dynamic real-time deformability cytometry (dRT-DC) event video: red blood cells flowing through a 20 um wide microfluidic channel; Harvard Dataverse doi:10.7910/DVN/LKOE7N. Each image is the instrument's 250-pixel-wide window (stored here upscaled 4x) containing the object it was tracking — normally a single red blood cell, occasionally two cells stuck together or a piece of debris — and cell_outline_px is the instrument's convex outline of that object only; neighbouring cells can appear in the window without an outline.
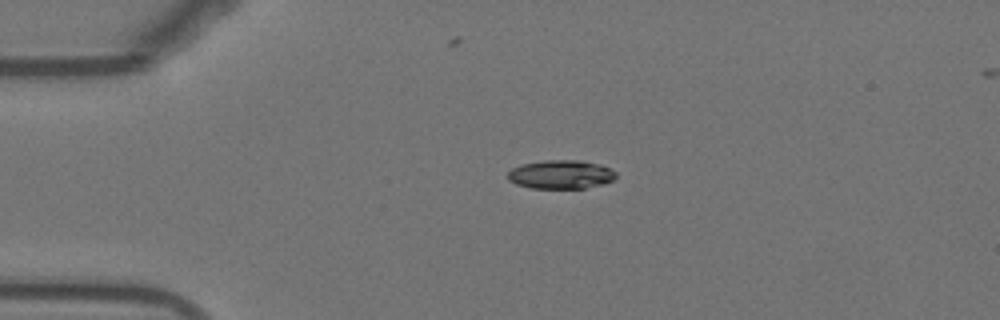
{"species": "Egyptian fruit bat (a non-hibernating species)", "species_latin": "Rousettus aegyptiacus", "temperature_condition": "warm", "stored_images_in_passage": 43, "camera_frame_rate_fps": 3000, "um_per_image_px": 0.085, "animal": {"sex": "female"}, "frame": {"image": 1, "passage_image": 1, "time_ms": 0.0, "image_size_px": [1000, 320], "cell_outline_px": [[616, 176], [612, 180], [604, 184], [584, 188], [532, 188], [516, 184], [508, 180], [508, 172], [512, 168], [520, 164], [544, 160], [580, 160], [600, 164], [616, 172]], "centroid_in_image_um": [47.66, 14.82], "position_along_channel_um": 37.3, "area_um2": 18.15}}
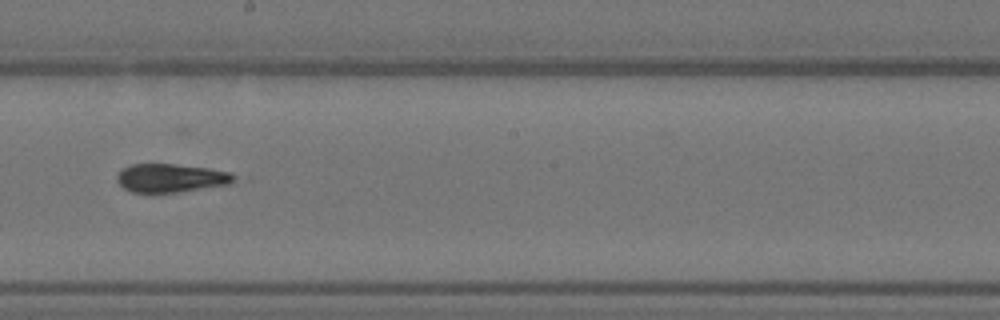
{"frame": {"image": 2, "passage_image": 19, "time_ms": 6.0, "image_size_px": [1000, 320], "cell_outline_px": [[240, 176], [232, 184], [176, 192], [132, 192], [124, 188], [116, 180], [116, 176], [120, 168], [132, 164], [176, 164], [208, 168], [232, 172]], "centroid_in_image_um": [14.57, 15.12], "position_along_channel_um": 233.6, "area_um2": 19.71}}
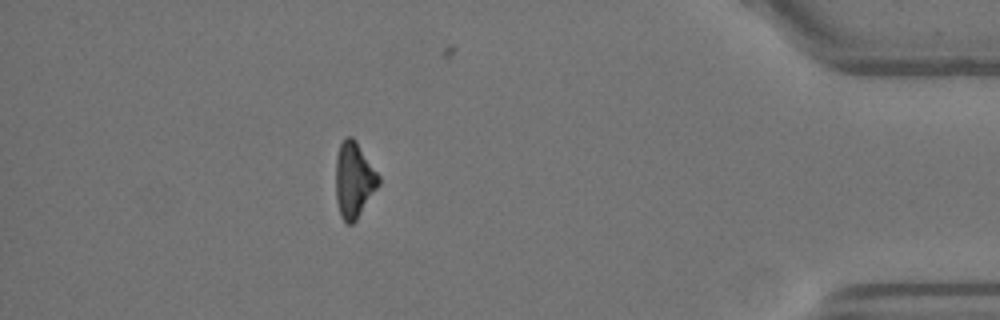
{"frame": {"image": 3, "passage_image": 36, "time_ms": 11.667, "image_size_px": [1000, 320], "cell_outline_px": [[380, 184], [356, 220], [352, 224], [348, 224], [340, 216], [336, 200], [336, 156], [340, 144], [344, 136], [352, 136], [356, 140], [380, 176]], "centroid_in_image_um": [30.08, 15.27], "position_along_channel_um": 405.1, "area_um2": 19.02}, "authors_computed_cell_mechanics": {"area_um2": 19.5942, "velocity_mm_per_s": 3.8459, "shape_relaxation_time_tau1_ms": 11.1821, "shape_relaxation_time_tau2_ms": 3.1728, "deformation_change_tau1": 0.2828, "deformation_change_tau2": 0.1007}}